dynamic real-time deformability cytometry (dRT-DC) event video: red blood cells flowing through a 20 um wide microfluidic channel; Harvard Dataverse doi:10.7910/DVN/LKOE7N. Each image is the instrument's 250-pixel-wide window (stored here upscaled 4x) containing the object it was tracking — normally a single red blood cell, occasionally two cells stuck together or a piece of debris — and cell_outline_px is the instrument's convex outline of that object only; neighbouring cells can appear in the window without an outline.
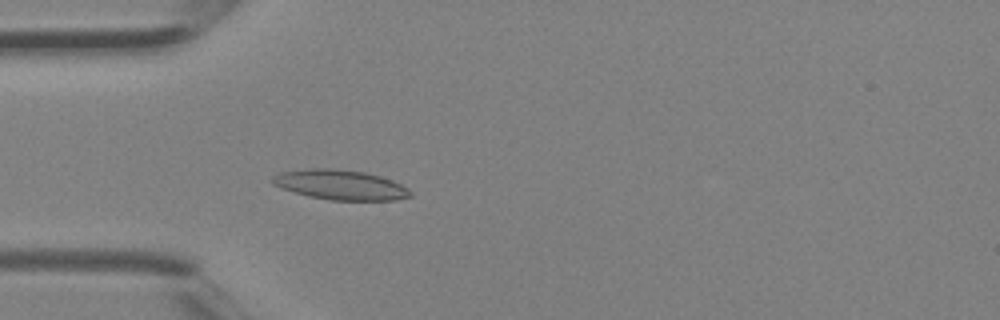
{"species": "Egyptian fruit bat (a non-hibernating species)", "species_latin": "Rousettus aegyptiacus", "temperature_condition": "room temperature", "stored_images_in_passage": 4, "camera_frame_rate_fps": 3000, "um_per_image_px": 0.085, "animal": {"sex": "female"}, "frame": {"image": 1, "passage_image": 4, "time_ms": 1.0, "image_size_px": [1000, 320], "cell_outline_px": [[412, 196], [396, 200], [332, 200], [308, 196], [280, 188], [272, 184], [272, 176], [280, 172], [312, 168], [332, 168], [364, 172], [380, 176], [392, 180], [408, 188], [412, 192]], "centroid_in_image_um": [28.92, 15.71], "position_along_channel_um": 56.1, "area_um2": 24.04}}